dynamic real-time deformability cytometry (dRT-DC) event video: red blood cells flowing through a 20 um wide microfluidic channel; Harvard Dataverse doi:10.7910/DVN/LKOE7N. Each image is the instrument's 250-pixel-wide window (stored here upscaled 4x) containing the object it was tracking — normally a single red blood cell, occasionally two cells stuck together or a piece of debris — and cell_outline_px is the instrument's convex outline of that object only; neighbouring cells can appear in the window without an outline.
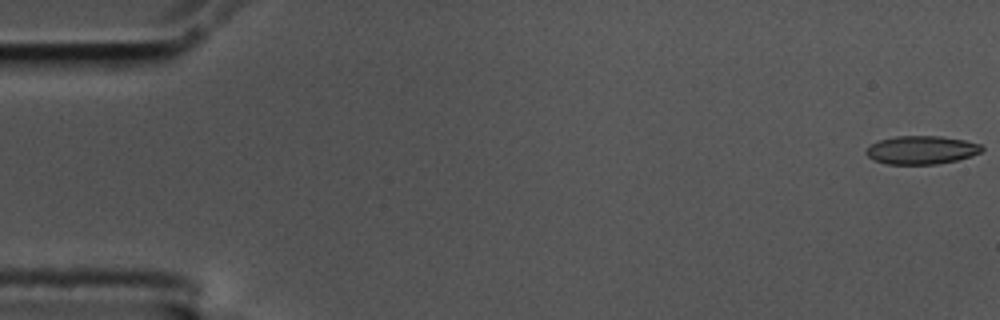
{"species": "common noctule bat (a hibernating species)", "species_latin": "Nyctalus noctula", "temperature_condition": "cold", "stored_images_in_passage": 57, "camera_frame_rate_fps": 3000, "um_per_image_px": 0.085, "animal": {"sex": "male", "body_mass_g": 17.5, "forearm_length_mm": 52.3}, "frame": {"image": 1, "passage_image": 1, "time_ms": 0.0, "image_size_px": [1000, 320], "cell_outline_px": [[984, 148], [980, 152], [972, 156], [956, 160], [936, 164], [888, 164], [872, 160], [864, 152], [872, 144], [880, 140], [896, 136], [940, 136], [964, 140], [980, 144]], "centroid_in_image_um": [78.32, 12.75], "position_along_channel_um": 6.7, "area_um2": 19.02}}
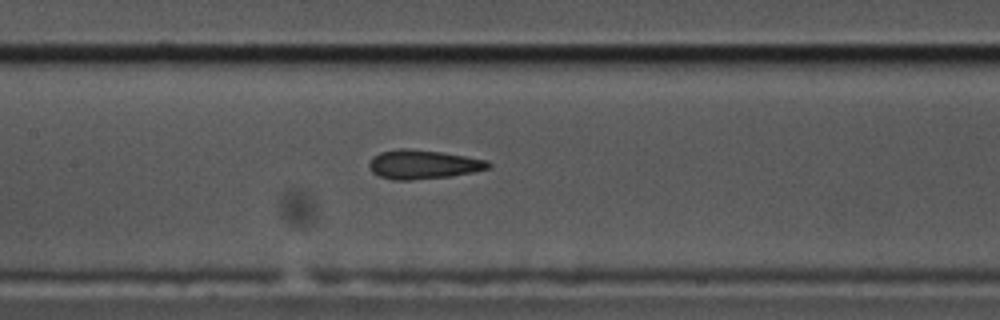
{"frame": {"image": 2, "passage_image": 27, "time_ms": 8.667, "image_size_px": [1000, 320], "cell_outline_px": [[492, 164], [488, 168], [472, 172], [448, 176], [408, 180], [392, 180], [380, 176], [372, 172], [368, 164], [372, 156], [380, 152], [396, 148], [408, 148], [440, 152], [488, 160]], "centroid_in_image_um": [35.92, 13.96], "position_along_channel_um": 171.5, "area_um2": 20.06}}
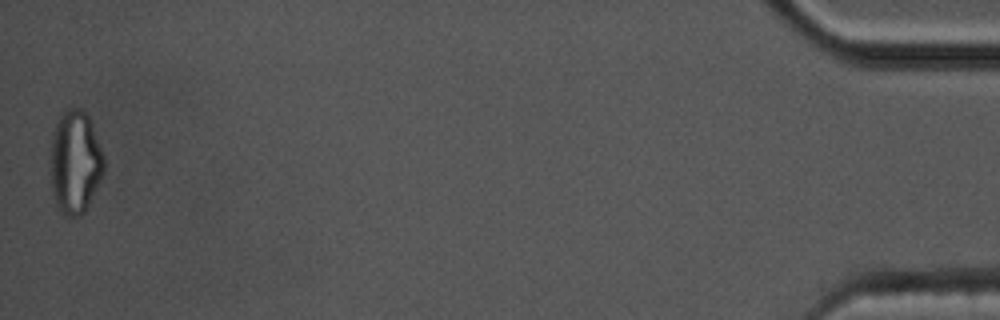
{"frame": {"image": 3, "passage_image": 57, "time_ms": 18.667, "image_size_px": [1000, 320], "cell_outline_px": [[104, 172], [84, 212], [80, 216], [68, 216], [56, 204], [52, 192], [52, 136], [56, 124], [60, 116], [68, 108], [80, 108], [88, 116], [104, 156]], "centroid_in_image_um": [6.4, 13.77], "position_along_channel_um": 428.8, "area_um2": 31.33}, "authors_computed_cell_mechanics": {"area_um2": 20.0566, "velocity_mm_per_s": 3.526, "shape_relaxation_time_tau1_ms": 6.4678, "shape_relaxation_time_tau2_ms": 1.5637, "deformation_change_tau1": 0.1828, "deformation_change_tau2": 0.101}}